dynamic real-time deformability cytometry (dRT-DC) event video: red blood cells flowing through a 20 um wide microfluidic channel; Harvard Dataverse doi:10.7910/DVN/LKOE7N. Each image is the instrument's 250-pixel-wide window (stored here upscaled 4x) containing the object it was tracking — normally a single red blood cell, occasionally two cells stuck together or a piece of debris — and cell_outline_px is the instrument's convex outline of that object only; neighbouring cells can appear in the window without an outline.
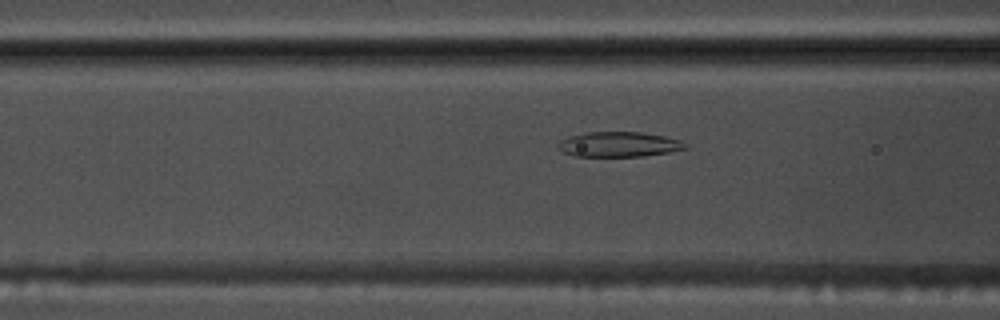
{"species": "common noctule bat (a hibernating species)", "species_latin": "Nyctalus noctula", "temperature_condition": "warm", "stored_images_in_passage": 47, "camera_frame_rate_fps": 3000, "um_per_image_px": 0.085, "animal": {"sex": "male", "body_mass_g": 17.5, "forearm_length_mm": 52.3}, "frame": {"image": 1, "passage_image": 14, "time_ms": 4.333, "image_size_px": [1000, 320], "cell_outline_px": [[688, 148], [668, 152], [644, 156], [576, 156], [564, 152], [556, 148], [556, 144], [560, 140], [568, 136], [588, 132], [640, 132], [664, 136], [680, 140], [688, 144]], "centroid_in_image_um": [52.59, 12.27], "position_along_channel_um": 114.0, "area_um2": 18.61}}
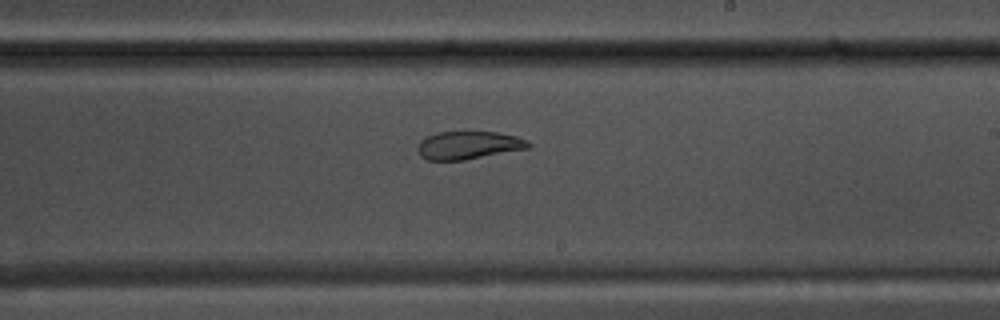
{"frame": {"image": 2, "passage_image": 25, "time_ms": 8.0, "image_size_px": [1000, 320], "cell_outline_px": [[532, 148], [464, 160], [428, 160], [420, 156], [416, 152], [416, 148], [420, 140], [424, 136], [436, 132], [496, 132], [516, 136], [528, 140], [532, 144]], "centroid_in_image_um": [39.81, 12.34], "position_along_channel_um": 249.2, "area_um2": 18.44}}
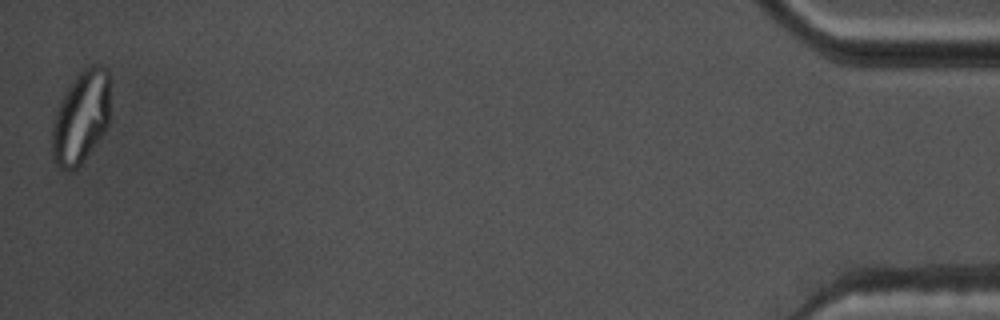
{"frame": {"image": 3, "passage_image": 47, "time_ms": 15.333, "image_size_px": [1000, 320], "cell_outline_px": [[108, 124], [104, 132], [80, 164], [72, 172], [68, 172], [60, 168], [56, 164], [52, 156], [52, 128], [60, 100], [76, 72], [88, 64], [100, 64], [108, 68]], "centroid_in_image_um": [6.86, 9.92], "position_along_channel_um": 428.3, "area_um2": 31.5}, "authors_computed_cell_mechanics": {"area_um2": 20.8658, "velocity_mm_per_s": 3.6979, "shape_relaxation_time_tau1_ms": null, "shape_relaxation_time_tau2_ms": 1.7175, "deformation_change_tau1": null, "deformation_change_tau2": 0.0728}}